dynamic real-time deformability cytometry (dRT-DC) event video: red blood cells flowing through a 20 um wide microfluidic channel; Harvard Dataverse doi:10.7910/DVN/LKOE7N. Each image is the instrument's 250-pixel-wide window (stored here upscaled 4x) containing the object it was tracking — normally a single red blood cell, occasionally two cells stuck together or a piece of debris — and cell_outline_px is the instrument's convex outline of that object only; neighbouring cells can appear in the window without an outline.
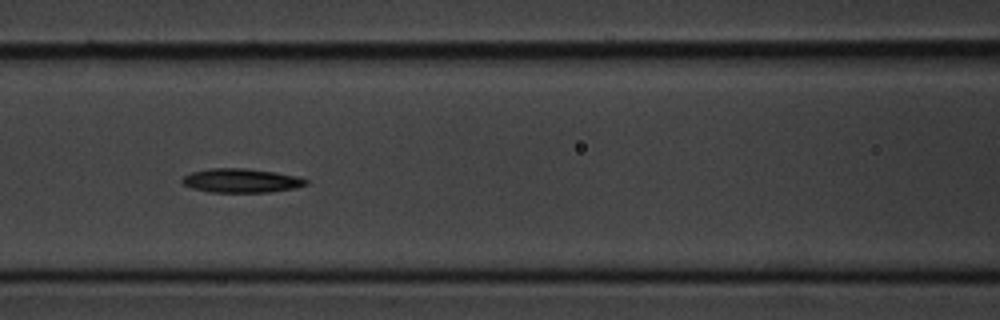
{"species": "common noctule bat (a hibernating species)", "species_latin": "Nyctalus noctula", "temperature_condition": "cold", "stored_images_in_passage": 11, "camera_frame_rate_fps": 3000, "um_per_image_px": 0.085, "animal": {"sex": "male", "body_mass_g": 20.1, "forearm_length_mm": 53.5}, "frame": {"image": 1, "passage_image": 7, "time_ms": 8.0, "image_size_px": [1000, 320], "cell_outline_px": [[308, 184], [296, 188], [268, 192], [212, 192], [192, 188], [184, 184], [180, 180], [184, 176], [192, 172], [208, 168], [244, 168], [276, 172], [296, 176], [308, 180]], "centroid_in_image_um": [20.51, 15.34], "position_along_channel_um": 146.1, "area_um2": 17.28}}
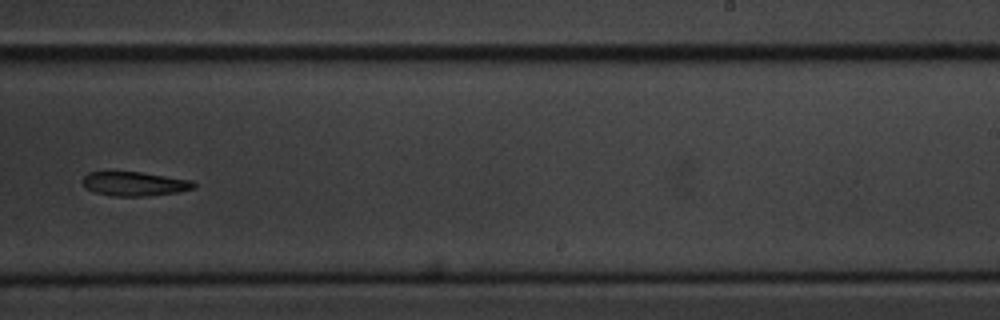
{"frame": {"image": 2, "passage_image": 10, "time_ms": 11.667, "image_size_px": [1000, 320], "cell_outline_px": [[196, 188], [176, 192], [144, 196], [112, 196], [92, 192], [84, 188], [80, 180], [88, 172], [140, 172], [192, 180], [196, 184]], "centroid_in_image_um": [11.38, 15.63], "position_along_channel_um": 277.6, "area_um2": 15.78}}
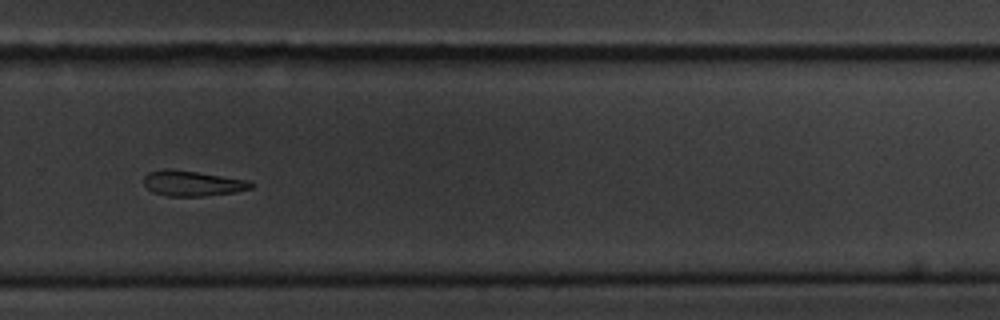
{"frame": {"image": 3, "passage_image": 11, "time_ms": 12.667, "image_size_px": [1000, 320], "cell_outline_px": [[256, 184], [252, 188], [236, 192], [204, 196], [168, 196], [152, 192], [144, 184], [144, 176], [148, 172], [164, 168], [168, 168], [196, 172], [248, 180]], "centroid_in_image_um": [16.36, 15.58], "position_along_channel_um": 313.4, "area_um2": 15.9}}